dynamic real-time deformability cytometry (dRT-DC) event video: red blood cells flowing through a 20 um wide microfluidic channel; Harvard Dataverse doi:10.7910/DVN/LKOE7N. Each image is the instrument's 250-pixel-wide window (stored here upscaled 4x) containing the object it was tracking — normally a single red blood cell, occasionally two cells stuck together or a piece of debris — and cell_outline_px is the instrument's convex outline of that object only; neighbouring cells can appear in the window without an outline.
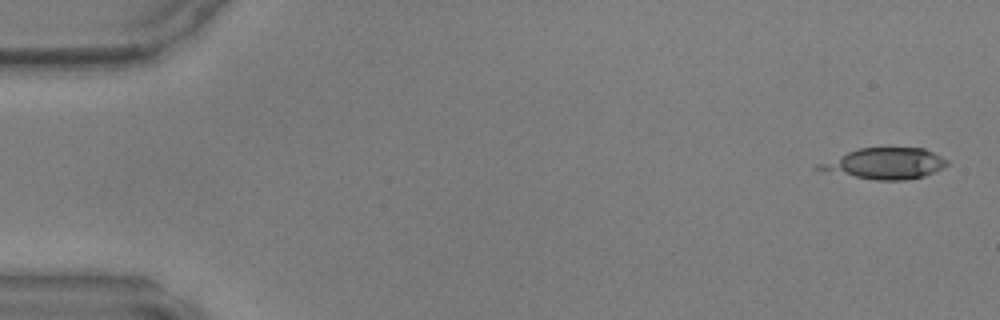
{"species": "common noctule bat (a hibernating species)", "species_latin": "Nyctalus noctula", "temperature_condition": "warm", "stored_images_in_passage": 14, "camera_frame_rate_fps": 3000, "um_per_image_px": 0.085, "animal": {"sex": "male", "body_mass_g": 17.9, "forearm_length_mm": 54.2}, "frame": {"image": 1, "passage_image": 1, "time_ms": 0.0, "image_size_px": [1000, 320], "cell_outline_px": [[948, 164], [936, 172], [924, 176], [904, 180], [876, 180], [812, 168], [816, 164], [848, 152], [860, 148], [924, 148], [948, 160]], "centroid_in_image_um": [75.26, 13.9], "position_along_channel_um": 9.7, "area_um2": 22.77}}